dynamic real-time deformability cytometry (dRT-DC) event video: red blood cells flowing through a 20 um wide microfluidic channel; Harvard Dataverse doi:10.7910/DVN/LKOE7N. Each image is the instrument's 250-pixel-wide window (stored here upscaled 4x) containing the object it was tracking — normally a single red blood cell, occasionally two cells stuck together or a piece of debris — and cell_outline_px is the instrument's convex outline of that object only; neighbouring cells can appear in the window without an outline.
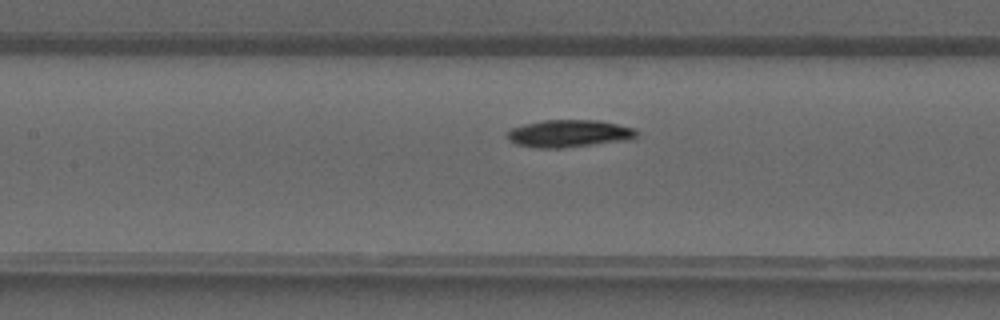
{"species": "common noctule bat (a hibernating species)", "species_latin": "Nyctalus noctula", "temperature_condition": "warm", "stored_images_in_passage": 24, "camera_frame_rate_fps": 3000, "um_per_image_px": 0.085, "animal": {"sex": "male", "forearm_length_mm": 52.5}, "frame": {"image": 1, "passage_image": 7, "time_ms": 2.0, "image_size_px": [1000, 320], "cell_outline_px": [[640, 132], [636, 136], [628, 140], [560, 148], [536, 148], [516, 144], [508, 140], [508, 132], [512, 128], [524, 124], [544, 120], [600, 120], [636, 128]], "centroid_in_image_um": [48.4, 11.34], "position_along_channel_um": 159.0, "area_um2": 20.69}}
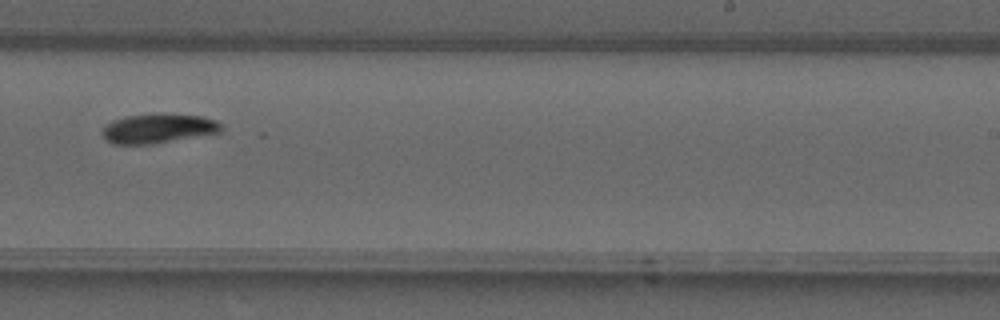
{"frame": {"image": 2, "passage_image": 14, "time_ms": 4.333, "image_size_px": [1000, 320], "cell_outline_px": [[224, 128], [220, 132], [152, 144], [112, 144], [100, 132], [112, 120], [124, 116], [204, 116], [216, 120]], "centroid_in_image_um": [13.44, 10.96], "position_along_channel_um": 275.6, "area_um2": 19.54}}
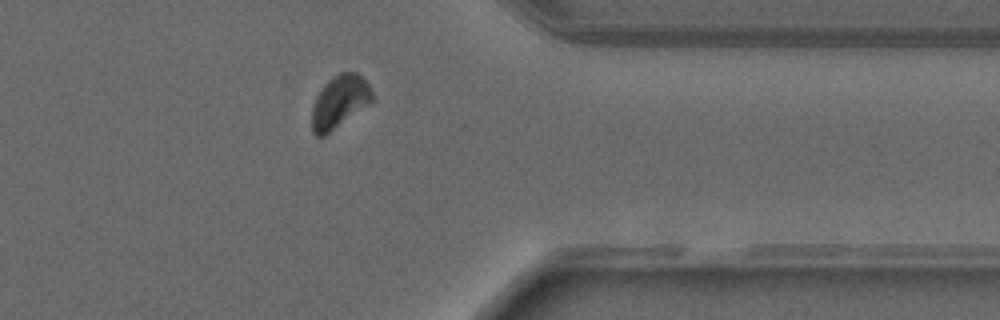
{"frame": {"image": 3, "passage_image": 21, "time_ms": 6.667, "image_size_px": [1000, 320], "cell_outline_px": [[376, 100], [324, 136], [316, 136], [312, 132], [312, 108], [316, 96], [324, 84], [328, 80], [340, 72], [356, 72], [368, 84], [376, 96]], "centroid_in_image_um": [28.89, 8.65], "position_along_channel_um": 382.5, "area_um2": 18.67}}